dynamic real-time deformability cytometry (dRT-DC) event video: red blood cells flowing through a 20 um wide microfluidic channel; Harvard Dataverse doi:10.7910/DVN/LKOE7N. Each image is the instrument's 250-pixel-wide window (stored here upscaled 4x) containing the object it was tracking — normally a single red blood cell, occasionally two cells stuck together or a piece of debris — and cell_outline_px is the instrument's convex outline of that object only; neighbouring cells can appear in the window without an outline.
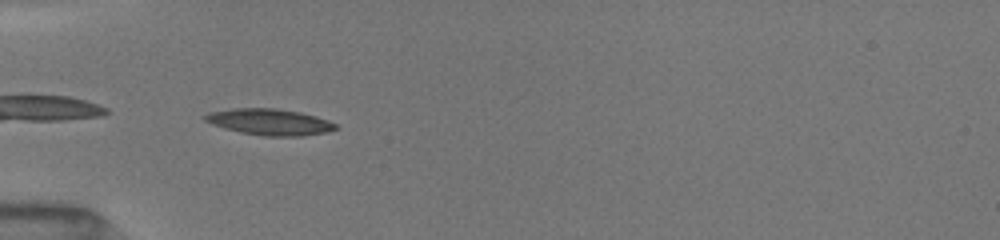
{"species": "common noctule bat (a hibernating species)", "species_latin": "Nyctalus noctula", "temperature_condition": "room temperature", "stored_images_in_passage": 5, "camera_frame_rate_fps": 3000, "um_per_image_px": 0.085, "animal": {"sex": "female", "body_mass_g": 19.5, "forearm_length_mm": 54.1}, "frame": {"image": 1, "passage_image": 1, "time_ms": 0.0, "image_size_px": [1000, 240], "cell_outline_px": [[340, 128], [328, 132], [304, 136], [264, 136], [240, 132], [224, 128], [212, 124], [204, 120], [200, 116], [208, 112], [232, 108], [276, 108], [300, 112], [316, 116], [328, 120], [336, 124]], "centroid_in_image_um": [22.91, 10.36], "position_along_channel_um": 62.1, "area_um2": 20.29}}
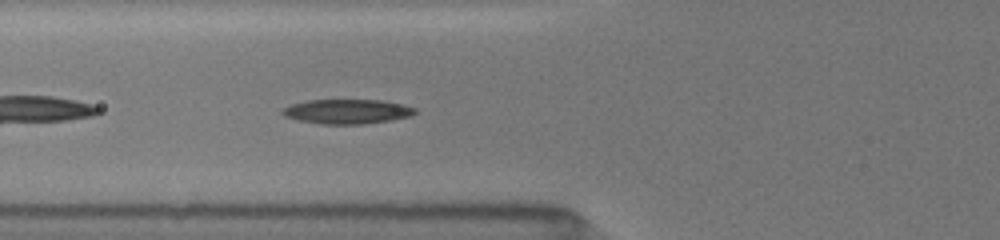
{"frame": {"image": 2, "passage_image": 4, "time_ms": 1.0, "image_size_px": [1000, 240], "cell_outline_px": [[416, 112], [412, 116], [392, 120], [364, 124], [320, 124], [300, 120], [284, 116], [280, 112], [284, 108], [292, 104], [308, 100], [380, 100], [404, 104], [416, 108]], "centroid_in_image_um": [29.54, 9.48], "position_along_channel_um": 96.3, "area_um2": 19.02}}